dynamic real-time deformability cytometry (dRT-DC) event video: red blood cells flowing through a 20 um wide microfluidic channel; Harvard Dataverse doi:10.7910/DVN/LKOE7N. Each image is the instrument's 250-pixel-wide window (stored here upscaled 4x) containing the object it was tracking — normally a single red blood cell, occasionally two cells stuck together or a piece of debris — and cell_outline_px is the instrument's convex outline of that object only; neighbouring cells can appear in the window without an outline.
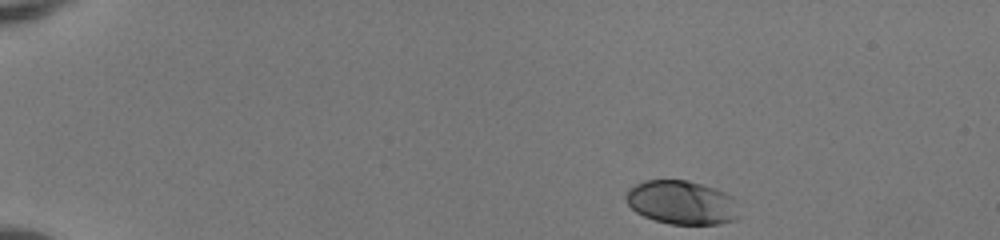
{"species": "human", "species_latin": "Homo sapiens", "temperature_condition": "room temperature", "stored_images_in_passage": 44, "camera_frame_rate_fps": 3000, "um_per_image_px": 0.085, "donor": {"sex": "female"}, "frame": {"image": 1, "passage_image": 1, "time_ms": 0.0, "image_size_px": [1000, 240], "cell_outline_px": [[736, 220], [720, 224], [668, 224], [652, 220], [636, 212], [628, 204], [624, 196], [628, 188], [644, 180], [688, 180], [724, 192], [732, 196], [736, 216]], "centroid_in_image_um": [57.86, 17.22], "position_along_channel_um": 27.1, "area_um2": 28.67}}
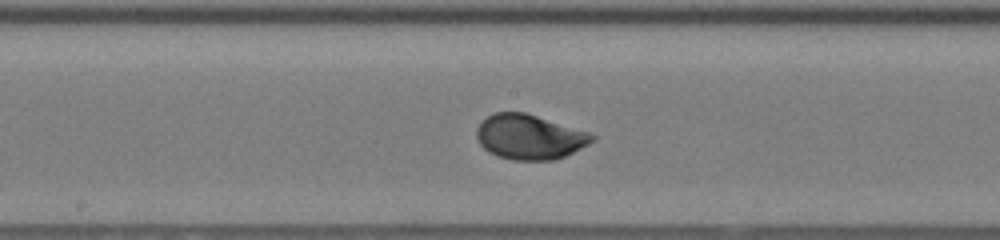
{"frame": {"image": 2, "passage_image": 22, "time_ms": 7.0, "image_size_px": [1000, 240], "cell_outline_px": [[596, 140], [556, 160], [512, 160], [496, 156], [488, 152], [480, 144], [476, 136], [476, 128], [488, 116], [496, 112], [524, 112], [588, 132], [596, 136]], "centroid_in_image_um": [44.99, 11.65], "position_along_channel_um": 203.2, "area_um2": 30.0}}
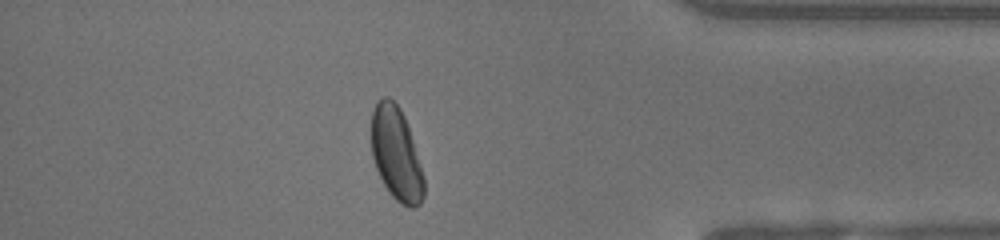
{"frame": {"image": 3, "passage_image": 38, "time_ms": 12.333, "image_size_px": [1000, 240], "cell_outline_px": [[424, 196], [420, 204], [416, 208], [408, 208], [400, 204], [388, 192], [376, 168], [372, 156], [372, 112], [376, 104], [384, 96], [388, 96], [400, 108], [404, 116], [424, 176]], "centroid_in_image_um": [33.69, 13.14], "position_along_channel_um": 401.5, "area_um2": 28.26}, "authors_computed_cell_mechanics": {"area_um2": 29.4491, "velocity_mm_per_s": 4.1113, "shape_relaxation_time_tau1_ms": 2.0431, "shape_relaxation_time_tau2_ms": null, "deformation_change_tau1": 0.1323, "deformation_change_tau2": null}}